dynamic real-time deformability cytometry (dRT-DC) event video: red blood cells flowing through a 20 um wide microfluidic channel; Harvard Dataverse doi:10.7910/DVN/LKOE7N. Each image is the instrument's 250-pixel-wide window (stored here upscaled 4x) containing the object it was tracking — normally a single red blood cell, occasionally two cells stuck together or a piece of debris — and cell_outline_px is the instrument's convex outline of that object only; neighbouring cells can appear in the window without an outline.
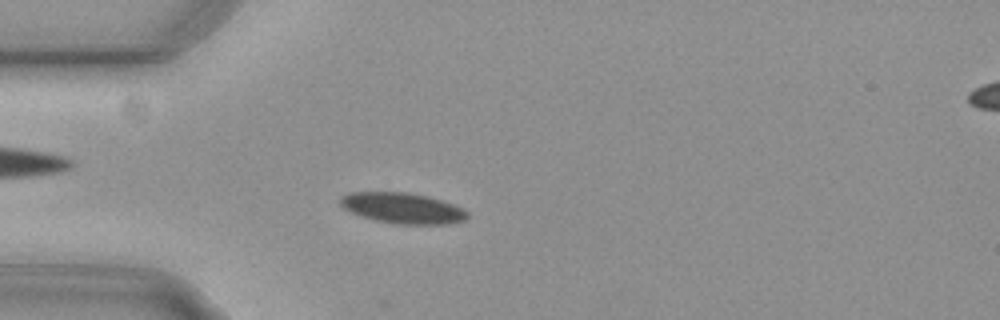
{"species": "common noctule bat (a hibernating species)", "species_latin": "Nyctalus noctula", "temperature_condition": "cold", "stored_images_in_passage": 55, "camera_frame_rate_fps": 3000, "um_per_image_px": 0.085, "animal": {"sex": "female", "body_mass_g": 29.2, "forearm_length_mm": 56.3}, "frame": {"image": 1, "passage_image": 15, "time_ms": 4.667, "image_size_px": [1000, 320], "cell_outline_px": [[468, 216], [464, 220], [448, 224], [396, 224], [376, 220], [360, 216], [348, 212], [340, 204], [340, 196], [352, 192], [408, 192], [428, 196], [464, 208], [468, 212]], "centroid_in_image_um": [34.2, 17.69], "position_along_channel_um": 50.8, "area_um2": 22.83}}
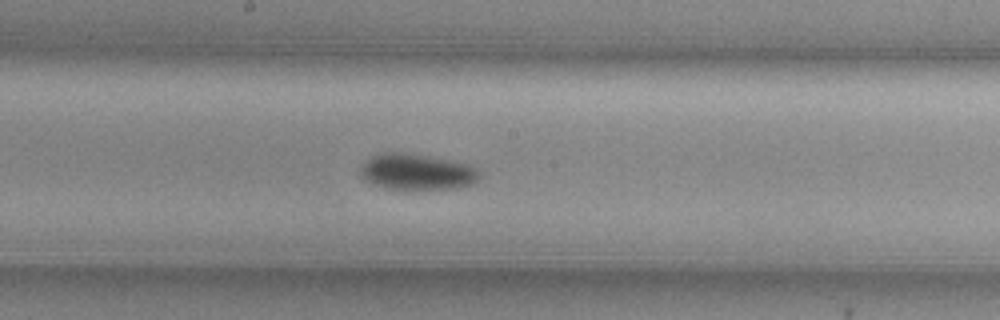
{"frame": {"image": 2, "passage_image": 29, "time_ms": 9.333, "image_size_px": [1000, 320], "cell_outline_px": [[480, 180], [472, 184], [456, 188], [412, 192], [384, 188], [372, 184], [364, 180], [360, 176], [360, 168], [372, 156], [380, 152], [400, 152], [448, 160], [468, 164], [476, 168], [480, 172]], "centroid_in_image_um": [35.43, 14.67], "position_along_channel_um": 212.8, "area_um2": 25.72}}
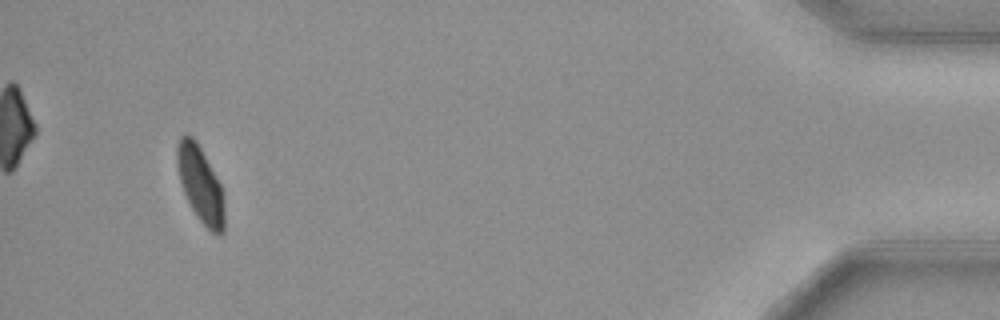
{"frame": {"image": 3, "passage_image": 52, "time_ms": 17.0, "image_size_px": [1000, 320], "cell_outline_px": [[224, 232], [212, 232], [200, 220], [192, 208], [184, 192], [180, 180], [176, 164], [176, 148], [180, 136], [192, 136], [200, 148], [220, 184], [224, 192]], "centroid_in_image_um": [17.03, 15.66], "position_along_channel_um": 418.2, "area_um2": 20.46}, "authors_computed_cell_mechanics": {"area_um2": 22.7154, "velocity_mm_per_s": 3.7051, "shape_relaxation_time_tau1_ms": 8.1774, "shape_relaxation_time_tau2_ms": null, "deformation_change_tau1": 0.1797, "deformation_change_tau2": null}}